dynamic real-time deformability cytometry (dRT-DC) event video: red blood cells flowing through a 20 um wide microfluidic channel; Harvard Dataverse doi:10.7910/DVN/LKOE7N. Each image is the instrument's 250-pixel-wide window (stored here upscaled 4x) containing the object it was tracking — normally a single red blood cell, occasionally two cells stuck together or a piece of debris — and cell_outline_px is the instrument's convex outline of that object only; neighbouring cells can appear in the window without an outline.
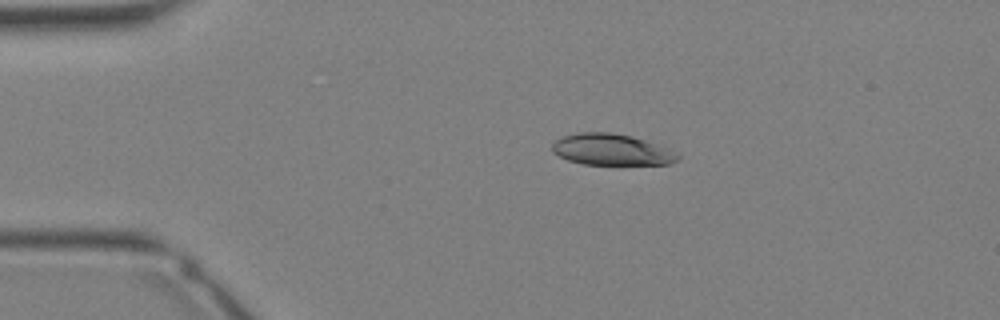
{"species": "Egyptian fruit bat (a non-hibernating species)", "species_latin": "Rousettus aegyptiacus", "temperature_condition": "warm", "stored_images_in_passage": 33, "camera_frame_rate_fps": 3000, "um_per_image_px": 0.085, "animal": {"sex": "female"}, "frame": {"image": 1, "passage_image": 6, "time_ms": 1.667, "image_size_px": [1000, 320], "cell_outline_px": [[680, 156], [676, 160], [668, 164], [584, 164], [568, 160], [552, 152], [552, 144], [556, 140], [564, 136], [576, 132], [612, 132], [632, 136], [656, 144]], "centroid_in_image_um": [51.91, 12.71], "position_along_channel_um": 33.1, "area_um2": 22.54}}
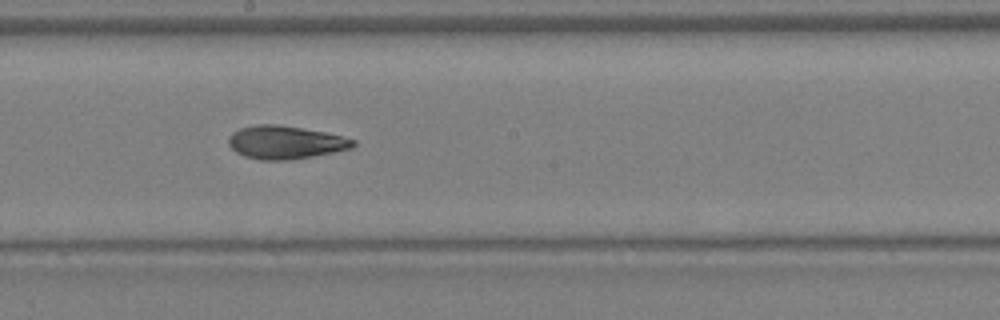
{"frame": {"image": 2, "passage_image": 18, "time_ms": 5.667, "image_size_px": [1000, 320], "cell_outline_px": [[356, 144], [352, 148], [312, 156], [288, 160], [260, 160], [244, 156], [236, 152], [228, 144], [228, 136], [232, 132], [240, 128], [256, 124], [276, 124], [324, 132], [356, 140]], "centroid_in_image_um": [24.21, 12.1], "position_along_channel_um": 224.0, "area_um2": 23.93}}
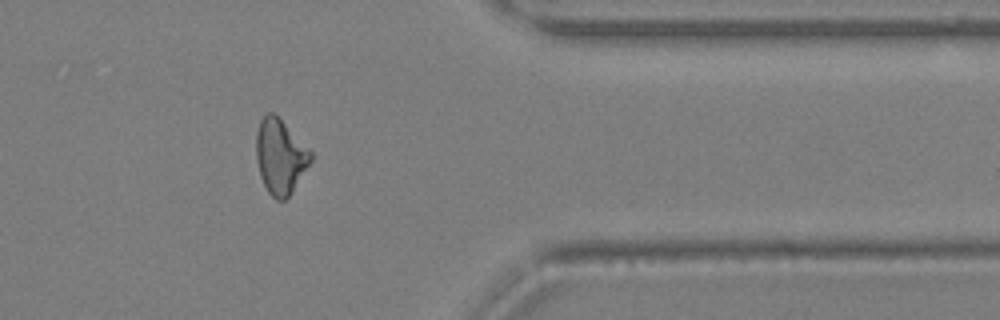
{"frame": {"image": 3, "passage_image": 27, "time_ms": 8.667, "image_size_px": [1000, 320], "cell_outline_px": [[312, 160], [292, 192], [284, 200], [276, 200], [268, 192], [260, 176], [256, 160], [256, 132], [260, 120], [268, 112], [272, 112], [312, 152]], "centroid_in_image_um": [23.8, 13.33], "position_along_channel_um": 387.6, "area_um2": 23.41}}